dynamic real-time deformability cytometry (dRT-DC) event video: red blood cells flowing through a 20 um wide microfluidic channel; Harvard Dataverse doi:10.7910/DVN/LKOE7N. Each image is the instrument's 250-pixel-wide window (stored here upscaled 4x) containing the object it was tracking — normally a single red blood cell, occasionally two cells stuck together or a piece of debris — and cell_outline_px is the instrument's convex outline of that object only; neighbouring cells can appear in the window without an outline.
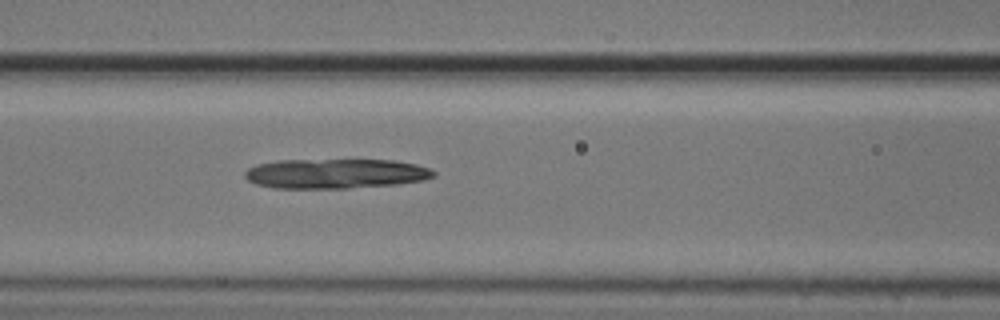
{"species": "common noctule bat (a hibernating species)", "species_latin": "Nyctalus noctula", "temperature_condition": "cold", "stored_images_in_passage": 40, "camera_frame_rate_fps": 3000, "um_per_image_px": 0.085, "animal": {"sex": "male", "body_mass_g": 20.5, "forearm_length_mm": 52.5}, "frame": {"image": 1, "passage_image": 9, "time_ms": 2.667, "image_size_px": [1000, 320], "cell_outline_px": [[436, 176], [424, 180], [396, 184], [348, 188], [276, 188], [256, 184], [248, 180], [244, 176], [244, 172], [248, 168], [256, 164], [276, 160], [392, 160], [416, 164], [432, 168], [436, 172]], "centroid_in_image_um": [28.53, 14.75], "position_along_channel_um": 138.1, "area_um2": 32.89}}
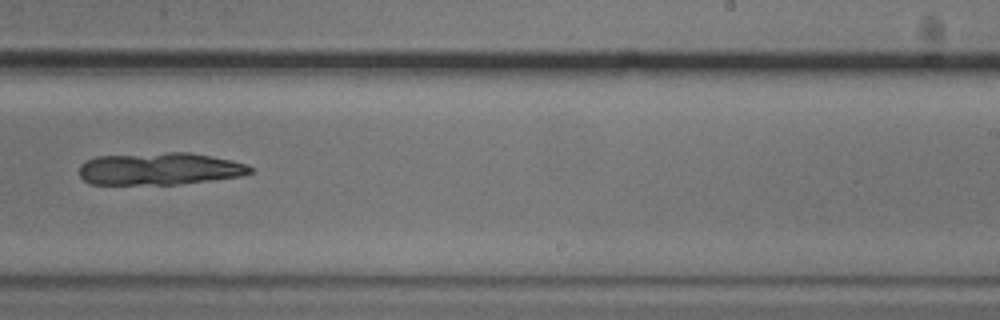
{"frame": {"image": 2, "passage_image": 20, "time_ms": 6.333, "image_size_px": [1000, 320], "cell_outline_px": [[252, 172], [240, 176], [176, 184], [92, 184], [84, 180], [80, 176], [80, 164], [84, 160], [96, 156], [168, 152], [192, 152], [232, 160], [248, 164], [252, 168]], "centroid_in_image_um": [13.55, 14.33], "position_along_channel_um": 275.5, "area_um2": 32.19}}
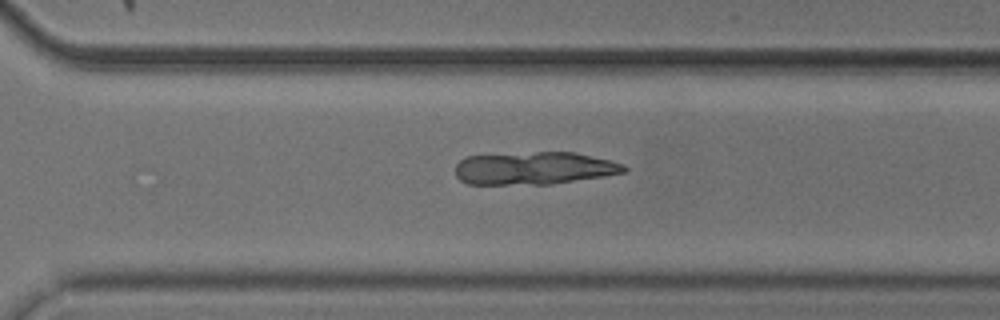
{"frame": {"image": 3, "passage_image": 24, "time_ms": 7.667, "image_size_px": [1000, 320], "cell_outline_px": [[628, 168], [624, 172], [604, 176], [552, 184], [468, 184], [460, 180], [456, 176], [456, 164], [464, 156], [536, 152], [576, 152], [624, 164]], "centroid_in_image_um": [45.38, 14.3], "position_along_channel_um": 325.2, "area_um2": 32.14}}